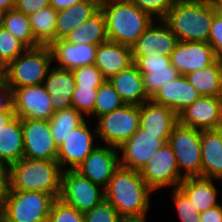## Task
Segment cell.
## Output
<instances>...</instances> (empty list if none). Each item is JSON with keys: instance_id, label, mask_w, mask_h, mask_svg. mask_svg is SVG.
Returning <instances> with one entry per match:
<instances>
[{"instance_id": "cell-46", "label": "cell", "mask_w": 222, "mask_h": 222, "mask_svg": "<svg viewBox=\"0 0 222 222\" xmlns=\"http://www.w3.org/2000/svg\"><path fill=\"white\" fill-rule=\"evenodd\" d=\"M0 113H14L13 90L4 77L0 78Z\"/></svg>"}, {"instance_id": "cell-43", "label": "cell", "mask_w": 222, "mask_h": 222, "mask_svg": "<svg viewBox=\"0 0 222 222\" xmlns=\"http://www.w3.org/2000/svg\"><path fill=\"white\" fill-rule=\"evenodd\" d=\"M133 64L138 69H158L166 68L170 62V57L161 54L158 51L150 52L143 57H133Z\"/></svg>"}, {"instance_id": "cell-16", "label": "cell", "mask_w": 222, "mask_h": 222, "mask_svg": "<svg viewBox=\"0 0 222 222\" xmlns=\"http://www.w3.org/2000/svg\"><path fill=\"white\" fill-rule=\"evenodd\" d=\"M212 46L208 42L178 41L171 53L170 62L180 75L205 68L216 61Z\"/></svg>"}, {"instance_id": "cell-55", "label": "cell", "mask_w": 222, "mask_h": 222, "mask_svg": "<svg viewBox=\"0 0 222 222\" xmlns=\"http://www.w3.org/2000/svg\"><path fill=\"white\" fill-rule=\"evenodd\" d=\"M4 76V68L0 64V78Z\"/></svg>"}, {"instance_id": "cell-34", "label": "cell", "mask_w": 222, "mask_h": 222, "mask_svg": "<svg viewBox=\"0 0 222 222\" xmlns=\"http://www.w3.org/2000/svg\"><path fill=\"white\" fill-rule=\"evenodd\" d=\"M125 103L122 101L118 92L114 89L113 85L109 80L105 82L98 88L96 102L93 111V119L110 113L120 107Z\"/></svg>"}, {"instance_id": "cell-47", "label": "cell", "mask_w": 222, "mask_h": 222, "mask_svg": "<svg viewBox=\"0 0 222 222\" xmlns=\"http://www.w3.org/2000/svg\"><path fill=\"white\" fill-rule=\"evenodd\" d=\"M11 191V166L0 160V205Z\"/></svg>"}, {"instance_id": "cell-1", "label": "cell", "mask_w": 222, "mask_h": 222, "mask_svg": "<svg viewBox=\"0 0 222 222\" xmlns=\"http://www.w3.org/2000/svg\"><path fill=\"white\" fill-rule=\"evenodd\" d=\"M107 200L120 215L148 214L155 193L139 171L119 166L104 188Z\"/></svg>"}, {"instance_id": "cell-24", "label": "cell", "mask_w": 222, "mask_h": 222, "mask_svg": "<svg viewBox=\"0 0 222 222\" xmlns=\"http://www.w3.org/2000/svg\"><path fill=\"white\" fill-rule=\"evenodd\" d=\"M108 80L125 104L141 106L150 100L144 88L143 76L134 64Z\"/></svg>"}, {"instance_id": "cell-40", "label": "cell", "mask_w": 222, "mask_h": 222, "mask_svg": "<svg viewBox=\"0 0 222 222\" xmlns=\"http://www.w3.org/2000/svg\"><path fill=\"white\" fill-rule=\"evenodd\" d=\"M72 74L76 86L100 87L106 80L95 64L75 68Z\"/></svg>"}, {"instance_id": "cell-42", "label": "cell", "mask_w": 222, "mask_h": 222, "mask_svg": "<svg viewBox=\"0 0 222 222\" xmlns=\"http://www.w3.org/2000/svg\"><path fill=\"white\" fill-rule=\"evenodd\" d=\"M156 20H163L172 8L174 0H130Z\"/></svg>"}, {"instance_id": "cell-32", "label": "cell", "mask_w": 222, "mask_h": 222, "mask_svg": "<svg viewBox=\"0 0 222 222\" xmlns=\"http://www.w3.org/2000/svg\"><path fill=\"white\" fill-rule=\"evenodd\" d=\"M85 120L86 118L73 107L55 111L49 119V125L57 147L62 144L71 131Z\"/></svg>"}, {"instance_id": "cell-56", "label": "cell", "mask_w": 222, "mask_h": 222, "mask_svg": "<svg viewBox=\"0 0 222 222\" xmlns=\"http://www.w3.org/2000/svg\"><path fill=\"white\" fill-rule=\"evenodd\" d=\"M2 17H3V12L0 11V26H2Z\"/></svg>"}, {"instance_id": "cell-37", "label": "cell", "mask_w": 222, "mask_h": 222, "mask_svg": "<svg viewBox=\"0 0 222 222\" xmlns=\"http://www.w3.org/2000/svg\"><path fill=\"white\" fill-rule=\"evenodd\" d=\"M170 199L173 201L180 222H200L199 211L192 200L178 187L171 189Z\"/></svg>"}, {"instance_id": "cell-5", "label": "cell", "mask_w": 222, "mask_h": 222, "mask_svg": "<svg viewBox=\"0 0 222 222\" xmlns=\"http://www.w3.org/2000/svg\"><path fill=\"white\" fill-rule=\"evenodd\" d=\"M53 66L49 45L27 48L20 56L4 68V78L8 85L15 88L43 84Z\"/></svg>"}, {"instance_id": "cell-10", "label": "cell", "mask_w": 222, "mask_h": 222, "mask_svg": "<svg viewBox=\"0 0 222 222\" xmlns=\"http://www.w3.org/2000/svg\"><path fill=\"white\" fill-rule=\"evenodd\" d=\"M59 198L84 213L105 199V191L75 169H69L63 170Z\"/></svg>"}, {"instance_id": "cell-51", "label": "cell", "mask_w": 222, "mask_h": 222, "mask_svg": "<svg viewBox=\"0 0 222 222\" xmlns=\"http://www.w3.org/2000/svg\"><path fill=\"white\" fill-rule=\"evenodd\" d=\"M16 0H0V11L7 12L14 9Z\"/></svg>"}, {"instance_id": "cell-39", "label": "cell", "mask_w": 222, "mask_h": 222, "mask_svg": "<svg viewBox=\"0 0 222 222\" xmlns=\"http://www.w3.org/2000/svg\"><path fill=\"white\" fill-rule=\"evenodd\" d=\"M49 219L51 222H84V214L56 198L52 203Z\"/></svg>"}, {"instance_id": "cell-17", "label": "cell", "mask_w": 222, "mask_h": 222, "mask_svg": "<svg viewBox=\"0 0 222 222\" xmlns=\"http://www.w3.org/2000/svg\"><path fill=\"white\" fill-rule=\"evenodd\" d=\"M222 97L200 96L178 115V122L197 130H217Z\"/></svg>"}, {"instance_id": "cell-2", "label": "cell", "mask_w": 222, "mask_h": 222, "mask_svg": "<svg viewBox=\"0 0 222 222\" xmlns=\"http://www.w3.org/2000/svg\"><path fill=\"white\" fill-rule=\"evenodd\" d=\"M217 12L210 0H174L163 21L178 41L208 42L213 17Z\"/></svg>"}, {"instance_id": "cell-22", "label": "cell", "mask_w": 222, "mask_h": 222, "mask_svg": "<svg viewBox=\"0 0 222 222\" xmlns=\"http://www.w3.org/2000/svg\"><path fill=\"white\" fill-rule=\"evenodd\" d=\"M43 85L50 95L51 106L55 111L72 107V95L76 87L71 70L52 66Z\"/></svg>"}, {"instance_id": "cell-11", "label": "cell", "mask_w": 222, "mask_h": 222, "mask_svg": "<svg viewBox=\"0 0 222 222\" xmlns=\"http://www.w3.org/2000/svg\"><path fill=\"white\" fill-rule=\"evenodd\" d=\"M90 123L86 119L58 147L57 161L63 170L75 169L99 145L96 126Z\"/></svg>"}, {"instance_id": "cell-26", "label": "cell", "mask_w": 222, "mask_h": 222, "mask_svg": "<svg viewBox=\"0 0 222 222\" xmlns=\"http://www.w3.org/2000/svg\"><path fill=\"white\" fill-rule=\"evenodd\" d=\"M178 115L170 108L149 100L140 106V128L152 134H171Z\"/></svg>"}, {"instance_id": "cell-45", "label": "cell", "mask_w": 222, "mask_h": 222, "mask_svg": "<svg viewBox=\"0 0 222 222\" xmlns=\"http://www.w3.org/2000/svg\"><path fill=\"white\" fill-rule=\"evenodd\" d=\"M49 6L50 0H16L14 9L26 16H30Z\"/></svg>"}, {"instance_id": "cell-12", "label": "cell", "mask_w": 222, "mask_h": 222, "mask_svg": "<svg viewBox=\"0 0 222 222\" xmlns=\"http://www.w3.org/2000/svg\"><path fill=\"white\" fill-rule=\"evenodd\" d=\"M170 134H152L139 130L120 147L119 165L140 171L153 154L169 140Z\"/></svg>"}, {"instance_id": "cell-52", "label": "cell", "mask_w": 222, "mask_h": 222, "mask_svg": "<svg viewBox=\"0 0 222 222\" xmlns=\"http://www.w3.org/2000/svg\"><path fill=\"white\" fill-rule=\"evenodd\" d=\"M13 116L14 113H0V128L4 126Z\"/></svg>"}, {"instance_id": "cell-21", "label": "cell", "mask_w": 222, "mask_h": 222, "mask_svg": "<svg viewBox=\"0 0 222 222\" xmlns=\"http://www.w3.org/2000/svg\"><path fill=\"white\" fill-rule=\"evenodd\" d=\"M133 64L131 47L106 41L98 45L95 55V66L108 80L118 72Z\"/></svg>"}, {"instance_id": "cell-4", "label": "cell", "mask_w": 222, "mask_h": 222, "mask_svg": "<svg viewBox=\"0 0 222 222\" xmlns=\"http://www.w3.org/2000/svg\"><path fill=\"white\" fill-rule=\"evenodd\" d=\"M62 173L57 160L23 157L11 165V190L42 191L59 198Z\"/></svg>"}, {"instance_id": "cell-31", "label": "cell", "mask_w": 222, "mask_h": 222, "mask_svg": "<svg viewBox=\"0 0 222 222\" xmlns=\"http://www.w3.org/2000/svg\"><path fill=\"white\" fill-rule=\"evenodd\" d=\"M34 39L40 45H50L55 41L57 11L46 7L28 16Z\"/></svg>"}, {"instance_id": "cell-53", "label": "cell", "mask_w": 222, "mask_h": 222, "mask_svg": "<svg viewBox=\"0 0 222 222\" xmlns=\"http://www.w3.org/2000/svg\"><path fill=\"white\" fill-rule=\"evenodd\" d=\"M215 9L222 13V0H210Z\"/></svg>"}, {"instance_id": "cell-20", "label": "cell", "mask_w": 222, "mask_h": 222, "mask_svg": "<svg viewBox=\"0 0 222 222\" xmlns=\"http://www.w3.org/2000/svg\"><path fill=\"white\" fill-rule=\"evenodd\" d=\"M201 94L193 87L186 76L180 75L175 80L162 85L150 98L154 103L164 105L177 115L191 105Z\"/></svg>"}, {"instance_id": "cell-23", "label": "cell", "mask_w": 222, "mask_h": 222, "mask_svg": "<svg viewBox=\"0 0 222 222\" xmlns=\"http://www.w3.org/2000/svg\"><path fill=\"white\" fill-rule=\"evenodd\" d=\"M201 140V177L222 182V131L202 130Z\"/></svg>"}, {"instance_id": "cell-9", "label": "cell", "mask_w": 222, "mask_h": 222, "mask_svg": "<svg viewBox=\"0 0 222 222\" xmlns=\"http://www.w3.org/2000/svg\"><path fill=\"white\" fill-rule=\"evenodd\" d=\"M146 184L157 193L163 189L178 188L184 179L180 175L171 145L164 143L139 171Z\"/></svg>"}, {"instance_id": "cell-30", "label": "cell", "mask_w": 222, "mask_h": 222, "mask_svg": "<svg viewBox=\"0 0 222 222\" xmlns=\"http://www.w3.org/2000/svg\"><path fill=\"white\" fill-rule=\"evenodd\" d=\"M186 77L201 96L222 97L221 61L216 60L205 68L188 73Z\"/></svg>"}, {"instance_id": "cell-35", "label": "cell", "mask_w": 222, "mask_h": 222, "mask_svg": "<svg viewBox=\"0 0 222 222\" xmlns=\"http://www.w3.org/2000/svg\"><path fill=\"white\" fill-rule=\"evenodd\" d=\"M138 70L143 76L144 88L150 98L162 85L180 76V73L172 64H169L166 68Z\"/></svg>"}, {"instance_id": "cell-33", "label": "cell", "mask_w": 222, "mask_h": 222, "mask_svg": "<svg viewBox=\"0 0 222 222\" xmlns=\"http://www.w3.org/2000/svg\"><path fill=\"white\" fill-rule=\"evenodd\" d=\"M2 26L23 42L28 48H34L40 44L34 39L29 17L16 11L8 10L3 13Z\"/></svg>"}, {"instance_id": "cell-18", "label": "cell", "mask_w": 222, "mask_h": 222, "mask_svg": "<svg viewBox=\"0 0 222 222\" xmlns=\"http://www.w3.org/2000/svg\"><path fill=\"white\" fill-rule=\"evenodd\" d=\"M177 43L169 26L163 20H155L131 46L132 57H143L155 51L170 57Z\"/></svg>"}, {"instance_id": "cell-14", "label": "cell", "mask_w": 222, "mask_h": 222, "mask_svg": "<svg viewBox=\"0 0 222 222\" xmlns=\"http://www.w3.org/2000/svg\"><path fill=\"white\" fill-rule=\"evenodd\" d=\"M13 112L19 118L49 120L54 114L50 95L43 84L15 88L13 90Z\"/></svg>"}, {"instance_id": "cell-13", "label": "cell", "mask_w": 222, "mask_h": 222, "mask_svg": "<svg viewBox=\"0 0 222 222\" xmlns=\"http://www.w3.org/2000/svg\"><path fill=\"white\" fill-rule=\"evenodd\" d=\"M24 153L29 159L57 160L58 147L52 137L49 120L22 118Z\"/></svg>"}, {"instance_id": "cell-48", "label": "cell", "mask_w": 222, "mask_h": 222, "mask_svg": "<svg viewBox=\"0 0 222 222\" xmlns=\"http://www.w3.org/2000/svg\"><path fill=\"white\" fill-rule=\"evenodd\" d=\"M200 222H222V201L219 205L199 213Z\"/></svg>"}, {"instance_id": "cell-6", "label": "cell", "mask_w": 222, "mask_h": 222, "mask_svg": "<svg viewBox=\"0 0 222 222\" xmlns=\"http://www.w3.org/2000/svg\"><path fill=\"white\" fill-rule=\"evenodd\" d=\"M56 198L42 191L11 190L0 205V222H41Z\"/></svg>"}, {"instance_id": "cell-49", "label": "cell", "mask_w": 222, "mask_h": 222, "mask_svg": "<svg viewBox=\"0 0 222 222\" xmlns=\"http://www.w3.org/2000/svg\"><path fill=\"white\" fill-rule=\"evenodd\" d=\"M82 1L84 0H50V6L56 11H62Z\"/></svg>"}, {"instance_id": "cell-3", "label": "cell", "mask_w": 222, "mask_h": 222, "mask_svg": "<svg viewBox=\"0 0 222 222\" xmlns=\"http://www.w3.org/2000/svg\"><path fill=\"white\" fill-rule=\"evenodd\" d=\"M108 41L131 47L156 20L130 0H101Z\"/></svg>"}, {"instance_id": "cell-28", "label": "cell", "mask_w": 222, "mask_h": 222, "mask_svg": "<svg viewBox=\"0 0 222 222\" xmlns=\"http://www.w3.org/2000/svg\"><path fill=\"white\" fill-rule=\"evenodd\" d=\"M23 153L21 118L14 115L0 128V160L11 166L23 158Z\"/></svg>"}, {"instance_id": "cell-44", "label": "cell", "mask_w": 222, "mask_h": 222, "mask_svg": "<svg viewBox=\"0 0 222 222\" xmlns=\"http://www.w3.org/2000/svg\"><path fill=\"white\" fill-rule=\"evenodd\" d=\"M208 43L212 46L217 60L222 61V13L217 12L210 28Z\"/></svg>"}, {"instance_id": "cell-41", "label": "cell", "mask_w": 222, "mask_h": 222, "mask_svg": "<svg viewBox=\"0 0 222 222\" xmlns=\"http://www.w3.org/2000/svg\"><path fill=\"white\" fill-rule=\"evenodd\" d=\"M83 214L84 222H118L121 216L105 199Z\"/></svg>"}, {"instance_id": "cell-8", "label": "cell", "mask_w": 222, "mask_h": 222, "mask_svg": "<svg viewBox=\"0 0 222 222\" xmlns=\"http://www.w3.org/2000/svg\"><path fill=\"white\" fill-rule=\"evenodd\" d=\"M168 143L176 156L180 175L201 177V140L200 130L180 124L174 126Z\"/></svg>"}, {"instance_id": "cell-25", "label": "cell", "mask_w": 222, "mask_h": 222, "mask_svg": "<svg viewBox=\"0 0 222 222\" xmlns=\"http://www.w3.org/2000/svg\"><path fill=\"white\" fill-rule=\"evenodd\" d=\"M219 181L202 177H186L179 184V188L192 200L199 213H202L221 203L219 192L222 190H219L216 183Z\"/></svg>"}, {"instance_id": "cell-38", "label": "cell", "mask_w": 222, "mask_h": 222, "mask_svg": "<svg viewBox=\"0 0 222 222\" xmlns=\"http://www.w3.org/2000/svg\"><path fill=\"white\" fill-rule=\"evenodd\" d=\"M98 88L99 87L76 86L72 95V107L91 121L93 120Z\"/></svg>"}, {"instance_id": "cell-27", "label": "cell", "mask_w": 222, "mask_h": 222, "mask_svg": "<svg viewBox=\"0 0 222 222\" xmlns=\"http://www.w3.org/2000/svg\"><path fill=\"white\" fill-rule=\"evenodd\" d=\"M101 0H84L72 7L57 11L55 41L64 39L70 32L87 21L100 9Z\"/></svg>"}, {"instance_id": "cell-15", "label": "cell", "mask_w": 222, "mask_h": 222, "mask_svg": "<svg viewBox=\"0 0 222 222\" xmlns=\"http://www.w3.org/2000/svg\"><path fill=\"white\" fill-rule=\"evenodd\" d=\"M119 166L118 148L100 144L75 170L105 188Z\"/></svg>"}, {"instance_id": "cell-54", "label": "cell", "mask_w": 222, "mask_h": 222, "mask_svg": "<svg viewBox=\"0 0 222 222\" xmlns=\"http://www.w3.org/2000/svg\"><path fill=\"white\" fill-rule=\"evenodd\" d=\"M217 130L222 131V105H221V108H220L219 123H218V126H217Z\"/></svg>"}, {"instance_id": "cell-19", "label": "cell", "mask_w": 222, "mask_h": 222, "mask_svg": "<svg viewBox=\"0 0 222 222\" xmlns=\"http://www.w3.org/2000/svg\"><path fill=\"white\" fill-rule=\"evenodd\" d=\"M53 66L65 70L95 64L98 45L73 44L64 39L52 42L50 45Z\"/></svg>"}, {"instance_id": "cell-50", "label": "cell", "mask_w": 222, "mask_h": 222, "mask_svg": "<svg viewBox=\"0 0 222 222\" xmlns=\"http://www.w3.org/2000/svg\"><path fill=\"white\" fill-rule=\"evenodd\" d=\"M148 214L121 215L118 222H147Z\"/></svg>"}, {"instance_id": "cell-36", "label": "cell", "mask_w": 222, "mask_h": 222, "mask_svg": "<svg viewBox=\"0 0 222 222\" xmlns=\"http://www.w3.org/2000/svg\"><path fill=\"white\" fill-rule=\"evenodd\" d=\"M27 48L11 32L0 26V64L3 68L20 56Z\"/></svg>"}, {"instance_id": "cell-7", "label": "cell", "mask_w": 222, "mask_h": 222, "mask_svg": "<svg viewBox=\"0 0 222 222\" xmlns=\"http://www.w3.org/2000/svg\"><path fill=\"white\" fill-rule=\"evenodd\" d=\"M96 121L100 144L118 148L139 130L140 106L124 104Z\"/></svg>"}, {"instance_id": "cell-57", "label": "cell", "mask_w": 222, "mask_h": 222, "mask_svg": "<svg viewBox=\"0 0 222 222\" xmlns=\"http://www.w3.org/2000/svg\"><path fill=\"white\" fill-rule=\"evenodd\" d=\"M41 222H51V220L49 218H47V219H45V220H43Z\"/></svg>"}, {"instance_id": "cell-29", "label": "cell", "mask_w": 222, "mask_h": 222, "mask_svg": "<svg viewBox=\"0 0 222 222\" xmlns=\"http://www.w3.org/2000/svg\"><path fill=\"white\" fill-rule=\"evenodd\" d=\"M65 41L73 44L99 45L108 41L105 16L101 9L93 14L86 22L70 32Z\"/></svg>"}]
</instances>
